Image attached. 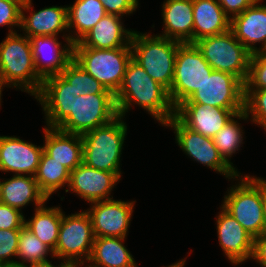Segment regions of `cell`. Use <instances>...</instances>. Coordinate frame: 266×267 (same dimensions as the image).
I'll list each match as a JSON object with an SVG mask.
<instances>
[{"label":"cell","mask_w":266,"mask_h":267,"mask_svg":"<svg viewBox=\"0 0 266 267\" xmlns=\"http://www.w3.org/2000/svg\"><path fill=\"white\" fill-rule=\"evenodd\" d=\"M34 98L43 108L45 127L70 134L83 135L118 115L113 94H82L76 97L72 86L60 74L43 79Z\"/></svg>","instance_id":"6da1fadb"},{"label":"cell","mask_w":266,"mask_h":267,"mask_svg":"<svg viewBox=\"0 0 266 267\" xmlns=\"http://www.w3.org/2000/svg\"><path fill=\"white\" fill-rule=\"evenodd\" d=\"M114 99L117 113L123 117L133 104L146 110L162 126L175 116L168 90L152 79L133 58Z\"/></svg>","instance_id":"7a4b0ae2"},{"label":"cell","mask_w":266,"mask_h":267,"mask_svg":"<svg viewBox=\"0 0 266 267\" xmlns=\"http://www.w3.org/2000/svg\"><path fill=\"white\" fill-rule=\"evenodd\" d=\"M122 115L82 135L83 163L94 169L113 172L121 178V155L127 135Z\"/></svg>","instance_id":"3957f363"},{"label":"cell","mask_w":266,"mask_h":267,"mask_svg":"<svg viewBox=\"0 0 266 267\" xmlns=\"http://www.w3.org/2000/svg\"><path fill=\"white\" fill-rule=\"evenodd\" d=\"M0 70L7 86L36 96L43 79L38 75L29 37L17 32L7 34L0 43Z\"/></svg>","instance_id":"277c9868"},{"label":"cell","mask_w":266,"mask_h":267,"mask_svg":"<svg viewBox=\"0 0 266 267\" xmlns=\"http://www.w3.org/2000/svg\"><path fill=\"white\" fill-rule=\"evenodd\" d=\"M181 44L157 34L134 30L131 38L132 58L152 79L169 91L174 78L177 50Z\"/></svg>","instance_id":"5b68a950"},{"label":"cell","mask_w":266,"mask_h":267,"mask_svg":"<svg viewBox=\"0 0 266 267\" xmlns=\"http://www.w3.org/2000/svg\"><path fill=\"white\" fill-rule=\"evenodd\" d=\"M236 179L239 182L229 187L221 207L255 238L266 231L262 178L239 174Z\"/></svg>","instance_id":"8992f818"},{"label":"cell","mask_w":266,"mask_h":267,"mask_svg":"<svg viewBox=\"0 0 266 267\" xmlns=\"http://www.w3.org/2000/svg\"><path fill=\"white\" fill-rule=\"evenodd\" d=\"M72 59L115 95L132 59V48L131 44L113 49L72 47Z\"/></svg>","instance_id":"52a82bcc"},{"label":"cell","mask_w":266,"mask_h":267,"mask_svg":"<svg viewBox=\"0 0 266 267\" xmlns=\"http://www.w3.org/2000/svg\"><path fill=\"white\" fill-rule=\"evenodd\" d=\"M213 70L233 74L245 83L251 53L230 30L202 38L194 43Z\"/></svg>","instance_id":"ba28073f"},{"label":"cell","mask_w":266,"mask_h":267,"mask_svg":"<svg viewBox=\"0 0 266 267\" xmlns=\"http://www.w3.org/2000/svg\"><path fill=\"white\" fill-rule=\"evenodd\" d=\"M94 239L91 218L86 210L68 216L62 211L54 259L82 267L90 258Z\"/></svg>","instance_id":"9c48e42d"},{"label":"cell","mask_w":266,"mask_h":267,"mask_svg":"<svg viewBox=\"0 0 266 267\" xmlns=\"http://www.w3.org/2000/svg\"><path fill=\"white\" fill-rule=\"evenodd\" d=\"M212 71L213 68L195 44L182 43L177 50L174 78L168 91L174 107L176 108L199 90Z\"/></svg>","instance_id":"30bf717a"},{"label":"cell","mask_w":266,"mask_h":267,"mask_svg":"<svg viewBox=\"0 0 266 267\" xmlns=\"http://www.w3.org/2000/svg\"><path fill=\"white\" fill-rule=\"evenodd\" d=\"M164 126L174 130L176 144L193 161L211 168L230 180L236 179L239 175L220 156L213 138L187 128L176 116L172 117Z\"/></svg>","instance_id":"8fae6325"},{"label":"cell","mask_w":266,"mask_h":267,"mask_svg":"<svg viewBox=\"0 0 266 267\" xmlns=\"http://www.w3.org/2000/svg\"><path fill=\"white\" fill-rule=\"evenodd\" d=\"M244 83L227 72L213 70L193 95L182 103H197L213 108L244 109Z\"/></svg>","instance_id":"7c38bea8"},{"label":"cell","mask_w":266,"mask_h":267,"mask_svg":"<svg viewBox=\"0 0 266 267\" xmlns=\"http://www.w3.org/2000/svg\"><path fill=\"white\" fill-rule=\"evenodd\" d=\"M135 202L110 199L90 203L92 206L86 212L91 218L94 236L126 238Z\"/></svg>","instance_id":"4fadbf2b"},{"label":"cell","mask_w":266,"mask_h":267,"mask_svg":"<svg viewBox=\"0 0 266 267\" xmlns=\"http://www.w3.org/2000/svg\"><path fill=\"white\" fill-rule=\"evenodd\" d=\"M244 109L213 108L197 103H180L175 116L191 130L213 138L231 119Z\"/></svg>","instance_id":"5bb4252c"},{"label":"cell","mask_w":266,"mask_h":267,"mask_svg":"<svg viewBox=\"0 0 266 267\" xmlns=\"http://www.w3.org/2000/svg\"><path fill=\"white\" fill-rule=\"evenodd\" d=\"M120 180L113 172L94 169L82 162L70 172L65 192L70 190L88 203L110 200L112 189Z\"/></svg>","instance_id":"9a60e30c"},{"label":"cell","mask_w":266,"mask_h":267,"mask_svg":"<svg viewBox=\"0 0 266 267\" xmlns=\"http://www.w3.org/2000/svg\"><path fill=\"white\" fill-rule=\"evenodd\" d=\"M43 151V146L19 137L0 136V171L35 176Z\"/></svg>","instance_id":"2e32d148"},{"label":"cell","mask_w":266,"mask_h":267,"mask_svg":"<svg viewBox=\"0 0 266 267\" xmlns=\"http://www.w3.org/2000/svg\"><path fill=\"white\" fill-rule=\"evenodd\" d=\"M32 0L23 3L21 9V25L20 28L27 37L33 36H58L59 33H64L62 36L66 43L69 41L68 32V6H51L34 11ZM32 8V9H31ZM31 11L30 15H25V11ZM24 11V12H23ZM67 35V36H66Z\"/></svg>","instance_id":"e0dca14e"},{"label":"cell","mask_w":266,"mask_h":267,"mask_svg":"<svg viewBox=\"0 0 266 267\" xmlns=\"http://www.w3.org/2000/svg\"><path fill=\"white\" fill-rule=\"evenodd\" d=\"M220 210L215 223L219 246L232 264H242L251 259L254 237L222 207Z\"/></svg>","instance_id":"ac0fdd59"},{"label":"cell","mask_w":266,"mask_h":267,"mask_svg":"<svg viewBox=\"0 0 266 267\" xmlns=\"http://www.w3.org/2000/svg\"><path fill=\"white\" fill-rule=\"evenodd\" d=\"M29 39L32 46L34 66L42 79L60 74L72 59L73 44L65 43L63 46L58 41L57 36L40 35Z\"/></svg>","instance_id":"d6986e66"},{"label":"cell","mask_w":266,"mask_h":267,"mask_svg":"<svg viewBox=\"0 0 266 267\" xmlns=\"http://www.w3.org/2000/svg\"><path fill=\"white\" fill-rule=\"evenodd\" d=\"M257 0L231 19L230 29L236 39L251 53L266 51V5ZM257 43H262L258 48Z\"/></svg>","instance_id":"ffe728a7"},{"label":"cell","mask_w":266,"mask_h":267,"mask_svg":"<svg viewBox=\"0 0 266 267\" xmlns=\"http://www.w3.org/2000/svg\"><path fill=\"white\" fill-rule=\"evenodd\" d=\"M122 17L106 14L86 35L72 47L113 49L131 44L134 30L125 29Z\"/></svg>","instance_id":"44dd1931"},{"label":"cell","mask_w":266,"mask_h":267,"mask_svg":"<svg viewBox=\"0 0 266 267\" xmlns=\"http://www.w3.org/2000/svg\"><path fill=\"white\" fill-rule=\"evenodd\" d=\"M162 5L164 29L158 35L193 44V0H165Z\"/></svg>","instance_id":"7402d4cb"},{"label":"cell","mask_w":266,"mask_h":267,"mask_svg":"<svg viewBox=\"0 0 266 267\" xmlns=\"http://www.w3.org/2000/svg\"><path fill=\"white\" fill-rule=\"evenodd\" d=\"M44 151L73 171L83 162L82 135L62 132L56 128L44 127Z\"/></svg>","instance_id":"603a6c76"},{"label":"cell","mask_w":266,"mask_h":267,"mask_svg":"<svg viewBox=\"0 0 266 267\" xmlns=\"http://www.w3.org/2000/svg\"><path fill=\"white\" fill-rule=\"evenodd\" d=\"M11 177L2 181L0 178L1 203L22 211L21 208L32 202L36 209L48 201L40 191L34 176L13 175Z\"/></svg>","instance_id":"cb8c5ba5"},{"label":"cell","mask_w":266,"mask_h":267,"mask_svg":"<svg viewBox=\"0 0 266 267\" xmlns=\"http://www.w3.org/2000/svg\"><path fill=\"white\" fill-rule=\"evenodd\" d=\"M193 44L230 30L231 19L216 0H193Z\"/></svg>","instance_id":"d4e9b609"},{"label":"cell","mask_w":266,"mask_h":267,"mask_svg":"<svg viewBox=\"0 0 266 267\" xmlns=\"http://www.w3.org/2000/svg\"><path fill=\"white\" fill-rule=\"evenodd\" d=\"M126 238L95 237L86 267H137L136 261L124 245Z\"/></svg>","instance_id":"484cf974"},{"label":"cell","mask_w":266,"mask_h":267,"mask_svg":"<svg viewBox=\"0 0 266 267\" xmlns=\"http://www.w3.org/2000/svg\"><path fill=\"white\" fill-rule=\"evenodd\" d=\"M106 14L100 0H75L74 4L68 6V34L71 44L79 42Z\"/></svg>","instance_id":"4316f807"},{"label":"cell","mask_w":266,"mask_h":267,"mask_svg":"<svg viewBox=\"0 0 266 267\" xmlns=\"http://www.w3.org/2000/svg\"><path fill=\"white\" fill-rule=\"evenodd\" d=\"M45 204L35 209L34 216L31 219H25L24 226L54 251L57 246L62 220V208L58 206L47 207Z\"/></svg>","instance_id":"83f0119b"},{"label":"cell","mask_w":266,"mask_h":267,"mask_svg":"<svg viewBox=\"0 0 266 267\" xmlns=\"http://www.w3.org/2000/svg\"><path fill=\"white\" fill-rule=\"evenodd\" d=\"M70 170L43 151L35 174L40 191L47 197L68 186Z\"/></svg>","instance_id":"f1b7e54d"},{"label":"cell","mask_w":266,"mask_h":267,"mask_svg":"<svg viewBox=\"0 0 266 267\" xmlns=\"http://www.w3.org/2000/svg\"><path fill=\"white\" fill-rule=\"evenodd\" d=\"M247 120L250 119L249 116L243 111L235 115L231 121L226 124L214 137V145L216 146L220 156L224 161L232 167L238 174H240L237 169H235L233 163L231 162V157L233 154L237 153L236 151L240 150L241 145L243 144V127L239 125L236 120Z\"/></svg>","instance_id":"f546056e"},{"label":"cell","mask_w":266,"mask_h":267,"mask_svg":"<svg viewBox=\"0 0 266 267\" xmlns=\"http://www.w3.org/2000/svg\"><path fill=\"white\" fill-rule=\"evenodd\" d=\"M18 242L16 259L21 261H16V267L50 261L48 253L54 258L53 251L25 226L20 229Z\"/></svg>","instance_id":"4dcf8cb0"},{"label":"cell","mask_w":266,"mask_h":267,"mask_svg":"<svg viewBox=\"0 0 266 267\" xmlns=\"http://www.w3.org/2000/svg\"><path fill=\"white\" fill-rule=\"evenodd\" d=\"M60 75L72 86L76 97L82 94H112L73 59L66 64Z\"/></svg>","instance_id":"1f68e13d"},{"label":"cell","mask_w":266,"mask_h":267,"mask_svg":"<svg viewBox=\"0 0 266 267\" xmlns=\"http://www.w3.org/2000/svg\"><path fill=\"white\" fill-rule=\"evenodd\" d=\"M244 112L266 131V89L244 91Z\"/></svg>","instance_id":"d6a6232c"},{"label":"cell","mask_w":266,"mask_h":267,"mask_svg":"<svg viewBox=\"0 0 266 267\" xmlns=\"http://www.w3.org/2000/svg\"><path fill=\"white\" fill-rule=\"evenodd\" d=\"M264 89H266V52H256L250 57L244 91Z\"/></svg>","instance_id":"836d02e7"},{"label":"cell","mask_w":266,"mask_h":267,"mask_svg":"<svg viewBox=\"0 0 266 267\" xmlns=\"http://www.w3.org/2000/svg\"><path fill=\"white\" fill-rule=\"evenodd\" d=\"M20 229L0 230V267H16ZM11 257V259H10Z\"/></svg>","instance_id":"e575fe53"},{"label":"cell","mask_w":266,"mask_h":267,"mask_svg":"<svg viewBox=\"0 0 266 267\" xmlns=\"http://www.w3.org/2000/svg\"><path fill=\"white\" fill-rule=\"evenodd\" d=\"M22 5L20 0H0V26H8V34L17 32L13 27L20 28Z\"/></svg>","instance_id":"d590c367"},{"label":"cell","mask_w":266,"mask_h":267,"mask_svg":"<svg viewBox=\"0 0 266 267\" xmlns=\"http://www.w3.org/2000/svg\"><path fill=\"white\" fill-rule=\"evenodd\" d=\"M24 223L22 211L0 202V230L21 229Z\"/></svg>","instance_id":"8d00e7d4"},{"label":"cell","mask_w":266,"mask_h":267,"mask_svg":"<svg viewBox=\"0 0 266 267\" xmlns=\"http://www.w3.org/2000/svg\"><path fill=\"white\" fill-rule=\"evenodd\" d=\"M107 14L123 17L133 14L139 7V0H100Z\"/></svg>","instance_id":"74e56055"},{"label":"cell","mask_w":266,"mask_h":267,"mask_svg":"<svg viewBox=\"0 0 266 267\" xmlns=\"http://www.w3.org/2000/svg\"><path fill=\"white\" fill-rule=\"evenodd\" d=\"M225 14L232 19L252 6L257 0H216ZM230 15V16H229Z\"/></svg>","instance_id":"f35d334b"},{"label":"cell","mask_w":266,"mask_h":267,"mask_svg":"<svg viewBox=\"0 0 266 267\" xmlns=\"http://www.w3.org/2000/svg\"><path fill=\"white\" fill-rule=\"evenodd\" d=\"M251 259L259 263L261 267H266V231L254 238Z\"/></svg>","instance_id":"ab89813d"},{"label":"cell","mask_w":266,"mask_h":267,"mask_svg":"<svg viewBox=\"0 0 266 267\" xmlns=\"http://www.w3.org/2000/svg\"><path fill=\"white\" fill-rule=\"evenodd\" d=\"M24 267H81L72 263H68L65 261H61V264L56 266L54 264H52V261H47L44 263H35V264H29V265H25Z\"/></svg>","instance_id":"60d3db41"},{"label":"cell","mask_w":266,"mask_h":267,"mask_svg":"<svg viewBox=\"0 0 266 267\" xmlns=\"http://www.w3.org/2000/svg\"><path fill=\"white\" fill-rule=\"evenodd\" d=\"M262 203L266 223V179L262 178Z\"/></svg>","instance_id":"b9f144b4"},{"label":"cell","mask_w":266,"mask_h":267,"mask_svg":"<svg viewBox=\"0 0 266 267\" xmlns=\"http://www.w3.org/2000/svg\"><path fill=\"white\" fill-rule=\"evenodd\" d=\"M4 85V86H3ZM3 87H9L7 86L6 82L4 81V78H3V74L0 70V106H1V97H2V91H3Z\"/></svg>","instance_id":"7bdbcfd3"},{"label":"cell","mask_w":266,"mask_h":267,"mask_svg":"<svg viewBox=\"0 0 266 267\" xmlns=\"http://www.w3.org/2000/svg\"><path fill=\"white\" fill-rule=\"evenodd\" d=\"M185 261L186 260H185V257H184V259H181V260L177 261L176 263H173V264L169 265L168 267H184Z\"/></svg>","instance_id":"ee69618b"},{"label":"cell","mask_w":266,"mask_h":267,"mask_svg":"<svg viewBox=\"0 0 266 267\" xmlns=\"http://www.w3.org/2000/svg\"><path fill=\"white\" fill-rule=\"evenodd\" d=\"M22 3L28 2L29 0H20Z\"/></svg>","instance_id":"f6af8a7d"}]
</instances>
